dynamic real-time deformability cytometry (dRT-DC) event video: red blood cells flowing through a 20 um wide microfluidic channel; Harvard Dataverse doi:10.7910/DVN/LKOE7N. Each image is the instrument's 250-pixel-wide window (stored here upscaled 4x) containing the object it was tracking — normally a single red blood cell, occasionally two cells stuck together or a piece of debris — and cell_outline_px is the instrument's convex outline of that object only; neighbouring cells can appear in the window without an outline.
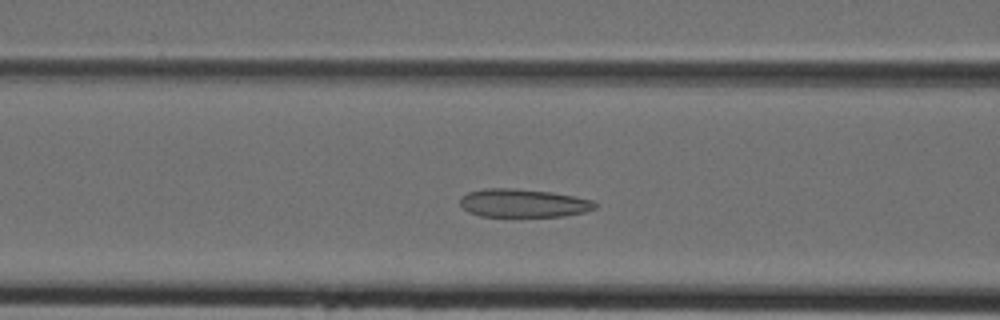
{"species": "Egyptian fruit bat (a non-hibernating species)", "species_latin": "Rousettus aegyptiacus", "temperature_condition": "cold", "stored_images_in_passage": 35, "camera_frame_rate_fps": 3000, "um_per_image_px": 0.085, "animal": {"sex": "female"}, "frame": {"image": 1, "passage_image": 9, "time_ms": 2.667, "image_size_px": [1000, 320], "cell_outline_px": [[596, 208], [584, 212], [564, 216], [480, 216], [468, 212], [460, 204], [460, 196], [468, 192], [484, 188], [512, 188], [552, 192], [592, 200], [596, 204]], "centroid_in_image_um": [44.44, 17.26], "position_along_channel_um": 122.2, "area_um2": 22.2}}
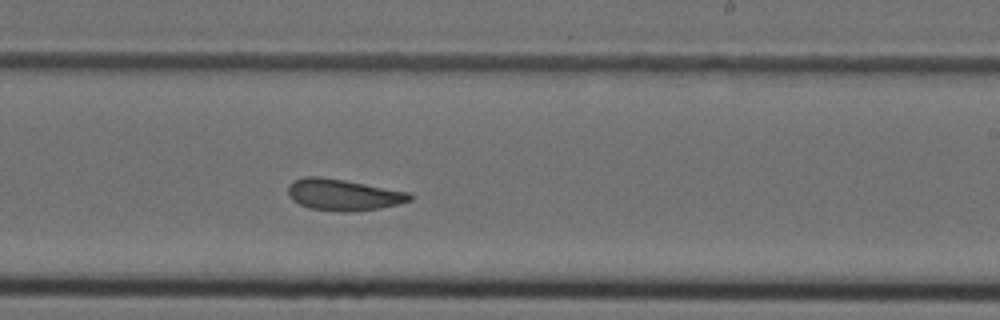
{"frame": {"image": 2, "passage_image": 18, "time_ms": 5.667, "image_size_px": [1000, 320], "cell_outline_px": [[412, 200], [380, 208], [348, 212], [344, 212], [308, 208], [292, 200], [288, 196], [288, 184], [292, 180], [304, 176], [320, 176], [344, 180], [408, 192], [412, 196]], "centroid_in_image_um": [29.11, 16.55], "position_along_channel_um": 259.9, "area_um2": 22.25}}
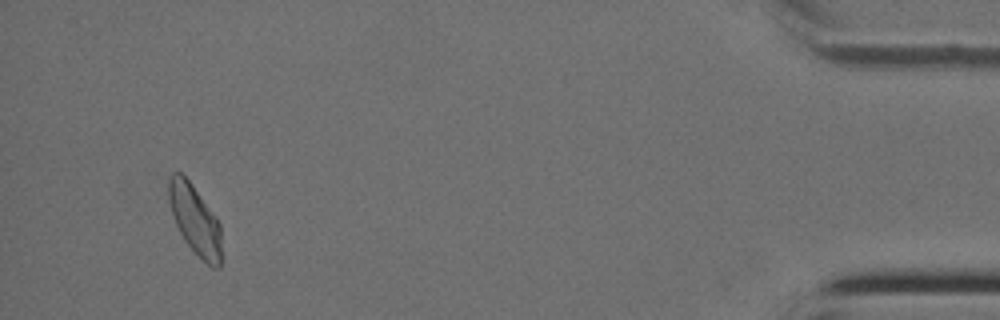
{"frame": {"image": 3, "passage_image": 33, "time_ms": 10.667, "image_size_px": [1000, 320], "cell_outline_px": [[220, 268], [212, 268], [184, 240], [176, 224], [168, 200], [168, 176], [172, 172], [180, 172], [192, 184], [216, 216], [220, 224]], "centroid_in_image_um": [16.55, 18.63], "position_along_channel_um": 418.6, "area_um2": 21.1}}